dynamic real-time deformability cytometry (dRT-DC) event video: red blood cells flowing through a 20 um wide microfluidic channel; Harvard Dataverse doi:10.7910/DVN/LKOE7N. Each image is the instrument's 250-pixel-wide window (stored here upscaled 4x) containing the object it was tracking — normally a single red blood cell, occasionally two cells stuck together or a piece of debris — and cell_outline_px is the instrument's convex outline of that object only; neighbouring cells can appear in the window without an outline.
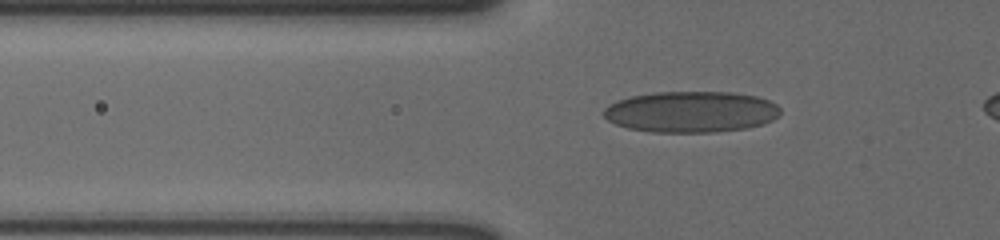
{"species": "human", "species_latin": "Homo sapiens", "temperature_condition": "cold", "stored_images_in_passage": 40, "camera_frame_rate_fps": 3000, "um_per_image_px": 0.085, "donor": {"sex": "male"}, "frame": {"image": 1, "passage_image": 13, "time_ms": 4.0, "image_size_px": [1000, 240], "cell_outline_px": [[780, 112], [772, 120], [764, 124], [748, 128], [716, 132], [652, 132], [628, 128], [616, 124], [608, 120], [604, 116], [604, 108], [608, 104], [616, 100], [632, 96], [652, 92], [732, 92], [756, 96], [768, 100], [776, 104], [780, 108]], "centroid_in_image_um": [58.73, 9.5], "position_along_channel_um": 67.1, "area_um2": 42.54}}
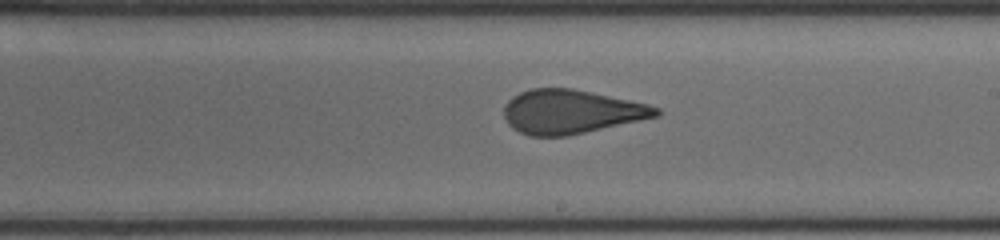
{"frame": {"image": 2, "passage_image": 28, "time_ms": 9.0, "image_size_px": [1000, 240], "cell_outline_px": [[660, 116], [568, 136], [528, 136], [512, 128], [508, 124], [504, 116], [504, 108], [508, 100], [512, 96], [520, 92], [532, 88], [572, 88], [648, 104], [660, 108]], "centroid_in_image_um": [48.53, 9.5], "position_along_channel_um": 240.5, "area_um2": 39.02}}
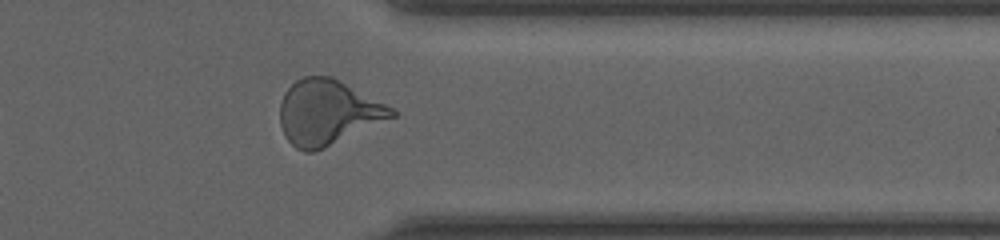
{"frame": {"image": 3, "passage_image": 40, "time_ms": 13.0, "image_size_px": [1000, 240], "cell_outline_px": [[396, 116], [316, 152], [304, 152], [296, 148], [284, 136], [280, 124], [280, 104], [284, 92], [296, 80], [304, 76], [332, 76], [392, 108], [396, 112]], "centroid_in_image_um": [27.82, 9.57], "position_along_channel_um": 383.6, "area_um2": 42.14}, "authors_computed_cell_mechanics": {"area_um2": 39.9398, "velocity_mm_per_s": 3.6195, "shape_relaxation_time_tau1_ms": 10.191, "shape_relaxation_time_tau2_ms": 1.0286, "deformation_change_tau1": 0.2122, "deformation_change_tau2": 0.0596}}